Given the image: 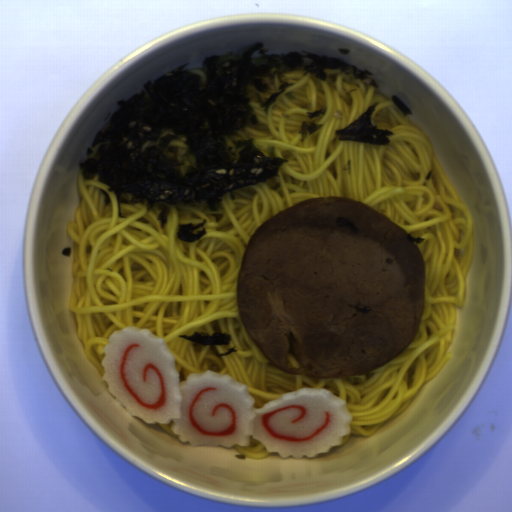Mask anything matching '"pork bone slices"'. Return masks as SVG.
Instances as JSON below:
<instances>
[{"mask_svg": "<svg viewBox=\"0 0 512 512\" xmlns=\"http://www.w3.org/2000/svg\"><path fill=\"white\" fill-rule=\"evenodd\" d=\"M426 262L404 227L345 196L310 197L251 234L236 284L246 332L290 375H366L416 337Z\"/></svg>", "mask_w": 512, "mask_h": 512, "instance_id": "obj_1", "label": "pork bone slices"}]
</instances>
